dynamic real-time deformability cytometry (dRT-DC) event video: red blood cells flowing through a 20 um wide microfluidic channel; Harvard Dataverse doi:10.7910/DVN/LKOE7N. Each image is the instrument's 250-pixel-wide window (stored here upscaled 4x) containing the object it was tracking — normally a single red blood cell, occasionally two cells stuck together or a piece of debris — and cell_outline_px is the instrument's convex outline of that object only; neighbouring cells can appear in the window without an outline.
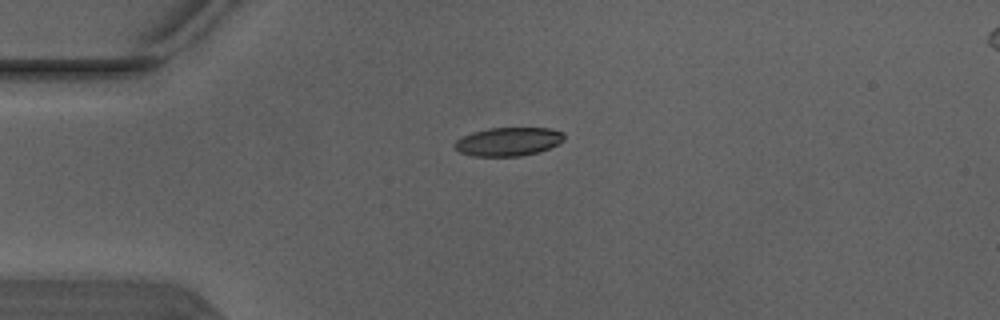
{"species": "Egyptian fruit bat (a non-hibernating species)", "species_latin": "Rousettus aegyptiacus", "temperature_condition": "warm", "stored_images_in_passage": 3, "camera_frame_rate_fps": 3000, "um_per_image_px": 0.085, "animal": {"sex": "male"}, "frame": {"image": 1, "passage_image": 1, "time_ms": 0.0, "image_size_px": [1000, 320], "cell_outline_px": [[564, 140], [540, 152], [520, 156], [472, 156], [460, 152], [452, 144], [460, 136], [472, 132], [488, 128], [552, 128], [564, 132]], "centroid_in_image_um": [43.18, 12.03], "position_along_channel_um": 41.8, "area_um2": 18.38}}
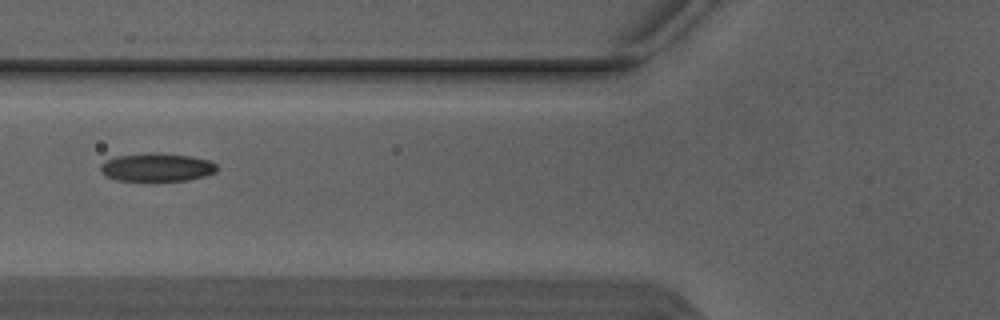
{"frame": {"image": 2, "passage_image": 3, "time_ms": 0.667, "image_size_px": [1000, 320], "cell_outline_px": [[216, 172], [204, 176], [188, 180], [116, 180], [104, 176], [100, 172], [100, 164], [104, 160], [116, 156], [148, 152], [160, 152], [192, 156], [208, 160], [216, 164]], "centroid_in_image_um": [13.28, 14.2], "position_along_channel_um": 112.5, "area_um2": 19.36}}